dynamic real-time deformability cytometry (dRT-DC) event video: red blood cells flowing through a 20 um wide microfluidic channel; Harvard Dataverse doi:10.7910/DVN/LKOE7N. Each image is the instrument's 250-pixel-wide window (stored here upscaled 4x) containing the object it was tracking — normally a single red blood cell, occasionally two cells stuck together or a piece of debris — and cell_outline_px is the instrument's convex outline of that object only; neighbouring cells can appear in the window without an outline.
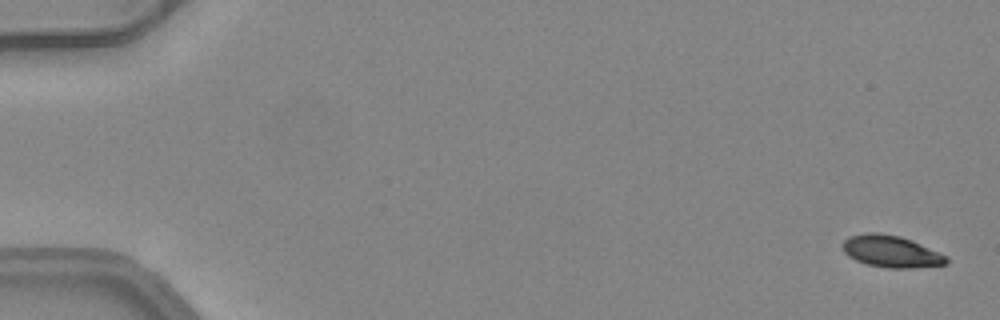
{"species": "common noctule bat (a hibernating species)", "species_latin": "Nyctalus noctula", "temperature_condition": "warm", "stored_images_in_passage": 5, "camera_frame_rate_fps": 3000, "um_per_image_px": 0.085, "animal": {"sex": "female", "body_mass_g": 24.6, "forearm_length_mm": 56.2}, "frame": {"image": 1, "passage_image": 2, "time_ms": 0.333, "image_size_px": [1000, 320], "cell_outline_px": [[948, 264], [912, 268], [888, 268], [868, 264], [856, 260], [848, 256], [844, 252], [844, 240], [848, 236], [864, 232], [880, 232], [900, 236], [912, 240], [948, 256]], "centroid_in_image_um": [75.76, 21.36], "position_along_channel_um": 9.2, "area_um2": 19.36}}